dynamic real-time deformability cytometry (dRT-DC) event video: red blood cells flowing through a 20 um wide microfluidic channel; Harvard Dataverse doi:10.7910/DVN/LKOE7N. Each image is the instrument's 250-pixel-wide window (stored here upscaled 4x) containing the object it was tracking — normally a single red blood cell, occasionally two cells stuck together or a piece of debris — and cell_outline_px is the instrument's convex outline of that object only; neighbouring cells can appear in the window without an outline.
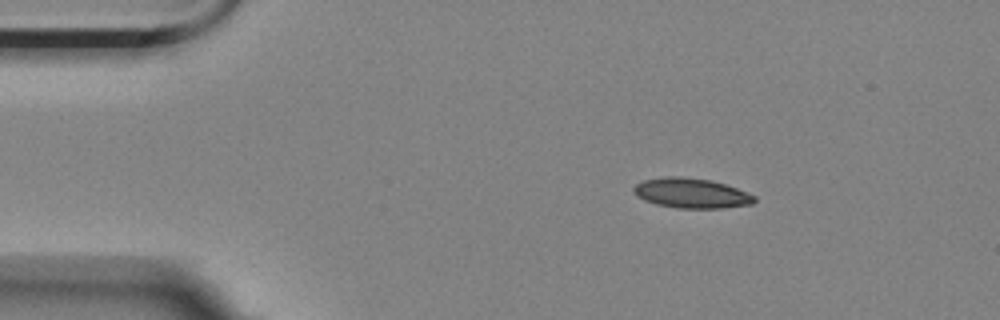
{"species": "Egyptian fruit bat (a non-hibernating species)", "species_latin": "Rousettus aegyptiacus", "temperature_condition": "room temperature", "stored_images_in_passage": 5, "camera_frame_rate_fps": 3000, "um_per_image_px": 0.085, "animal": {"sex": "female"}, "frame": {"image": 1, "passage_image": 3, "time_ms": 0.667, "image_size_px": [1000, 320], "cell_outline_px": [[756, 200], [752, 204], [720, 208], [676, 208], [656, 204], [644, 200], [636, 196], [632, 192], [632, 188], [636, 184], [644, 180], [664, 176], [680, 176], [712, 180], [748, 192], [756, 196]], "centroid_in_image_um": [58.74, 16.41], "position_along_channel_um": 26.3, "area_um2": 21.21}}